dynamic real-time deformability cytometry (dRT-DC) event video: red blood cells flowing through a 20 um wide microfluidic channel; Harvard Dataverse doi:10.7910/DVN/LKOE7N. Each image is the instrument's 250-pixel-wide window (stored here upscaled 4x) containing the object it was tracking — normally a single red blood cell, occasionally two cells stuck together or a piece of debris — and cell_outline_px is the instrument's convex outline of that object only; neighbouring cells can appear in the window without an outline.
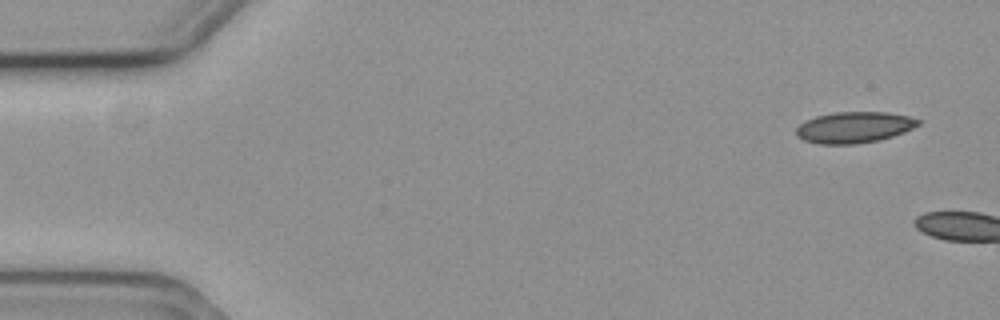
{"species": "common noctule bat (a hibernating species)", "species_latin": "Nyctalus noctula", "temperature_condition": "cold", "stored_images_in_passage": 2, "camera_frame_rate_fps": 3000, "um_per_image_px": 0.085, "animal": {"sex": "female", "body_mass_g": 19.3, "forearm_length_mm": 54.1}, "frame": {"image": 1, "passage_image": 1, "time_ms": 0.0, "image_size_px": [1000, 320], "cell_outline_px": [[920, 124], [904, 132], [880, 140], [856, 144], [820, 144], [804, 140], [796, 136], [796, 128], [804, 120], [816, 116], [836, 112], [888, 112], [908, 116], [920, 120]], "centroid_in_image_um": [72.58, 10.82], "position_along_channel_um": 12.4, "area_um2": 22.2}}